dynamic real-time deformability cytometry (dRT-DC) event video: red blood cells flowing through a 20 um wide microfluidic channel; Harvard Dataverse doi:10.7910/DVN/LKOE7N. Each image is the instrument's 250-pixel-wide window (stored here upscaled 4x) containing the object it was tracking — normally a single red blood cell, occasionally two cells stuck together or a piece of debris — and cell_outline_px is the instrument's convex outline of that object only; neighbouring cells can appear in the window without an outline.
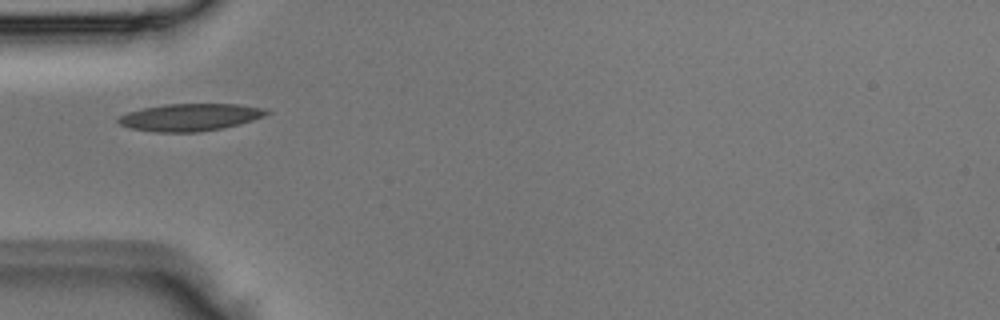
{"species": "Egyptian fruit bat (a non-hibernating species)", "species_latin": "Rousettus aegyptiacus", "temperature_condition": "room temperature", "stored_images_in_passage": 3, "camera_frame_rate_fps": 3000, "um_per_image_px": 0.085, "animal": {"sex": "male"}, "frame": {"image": 1, "passage_image": 2, "time_ms": 0.333, "image_size_px": [1000, 320], "cell_outline_px": [[272, 112], [264, 116], [240, 124], [200, 132], [152, 132], [128, 128], [120, 124], [116, 120], [120, 116], [128, 112], [144, 108], [164, 104], [240, 104], [264, 108]], "centroid_in_image_um": [16.15, 9.97], "position_along_channel_um": 68.8, "area_um2": 23.64}}